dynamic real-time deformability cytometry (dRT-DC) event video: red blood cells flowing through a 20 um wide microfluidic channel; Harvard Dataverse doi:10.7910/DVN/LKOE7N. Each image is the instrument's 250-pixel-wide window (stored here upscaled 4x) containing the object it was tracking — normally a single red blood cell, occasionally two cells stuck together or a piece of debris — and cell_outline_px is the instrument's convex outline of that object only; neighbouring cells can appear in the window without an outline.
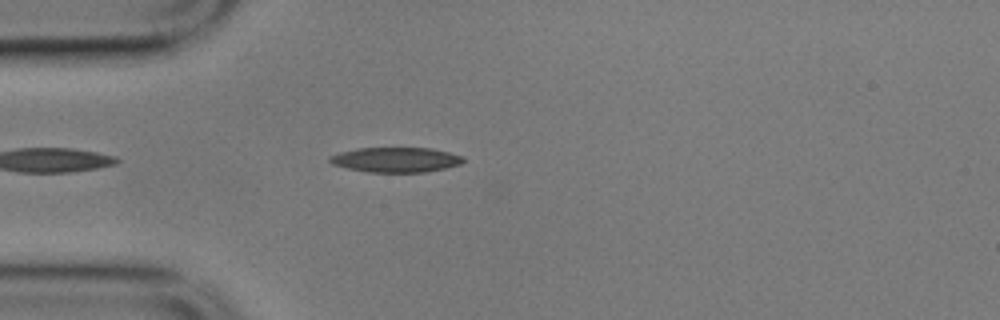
{"species": "common noctule bat (a hibernating species)", "species_latin": "Nyctalus noctula", "temperature_condition": "cold", "stored_images_in_passage": 44, "camera_frame_rate_fps": 3000, "um_per_image_px": 0.085, "animal": {"sex": "male", "body_mass_g": 17.9}, "frame": {"image": 1, "passage_image": 3, "time_ms": 0.667, "image_size_px": [1000, 320], "cell_outline_px": [[464, 160], [460, 164], [444, 168], [424, 172], [368, 172], [348, 168], [332, 164], [328, 160], [328, 156], [340, 152], [356, 148], [432, 148], [448, 152], [460, 156]], "centroid_in_image_um": [33.59, 13.57], "position_along_channel_um": 51.4, "area_um2": 19.25}}
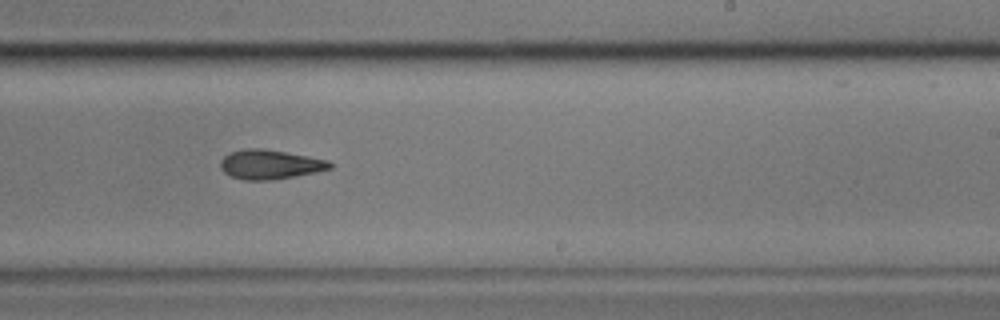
{"frame": {"image": 2, "passage_image": 22, "time_ms": 7.0, "image_size_px": [1000, 320], "cell_outline_px": [[332, 168], [316, 172], [272, 180], [244, 180], [232, 176], [224, 172], [220, 168], [220, 160], [228, 152], [244, 148], [260, 148], [308, 156], [328, 160], [332, 164]], "centroid_in_image_um": [22.91, 13.97], "position_along_channel_um": 266.1, "area_um2": 18.73}}
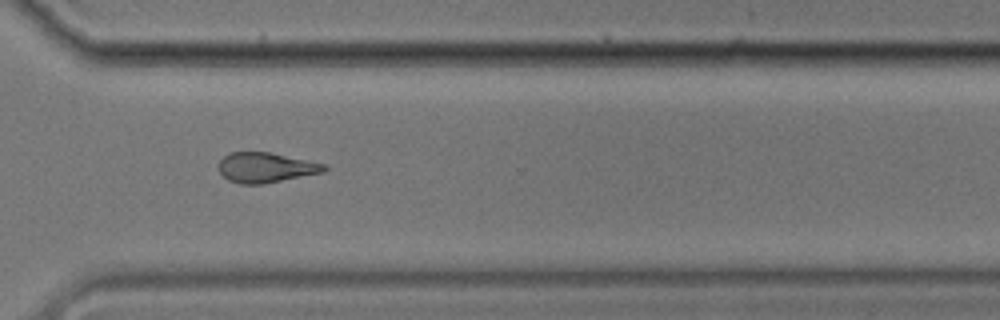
{"frame": {"image": 3, "passage_image": 29, "time_ms": 9.333, "image_size_px": [1000, 320], "cell_outline_px": [[328, 168], [324, 172], [264, 184], [240, 184], [228, 180], [220, 172], [220, 160], [224, 156], [232, 152], [268, 152], [328, 164]], "centroid_in_image_um": [22.63, 14.24], "position_along_channel_um": 348.0, "area_um2": 18.44}, "authors_computed_cell_mechanics": {"area_um2": 19.3052, "velocity_mm_per_s": 3.5154, "shape_relaxation_time_tau1_ms": 4.001, "shape_relaxation_time_tau2_ms": 6.6691, "deformation_change_tau1": 0.1347, "deformation_change_tau2": 0.171}}